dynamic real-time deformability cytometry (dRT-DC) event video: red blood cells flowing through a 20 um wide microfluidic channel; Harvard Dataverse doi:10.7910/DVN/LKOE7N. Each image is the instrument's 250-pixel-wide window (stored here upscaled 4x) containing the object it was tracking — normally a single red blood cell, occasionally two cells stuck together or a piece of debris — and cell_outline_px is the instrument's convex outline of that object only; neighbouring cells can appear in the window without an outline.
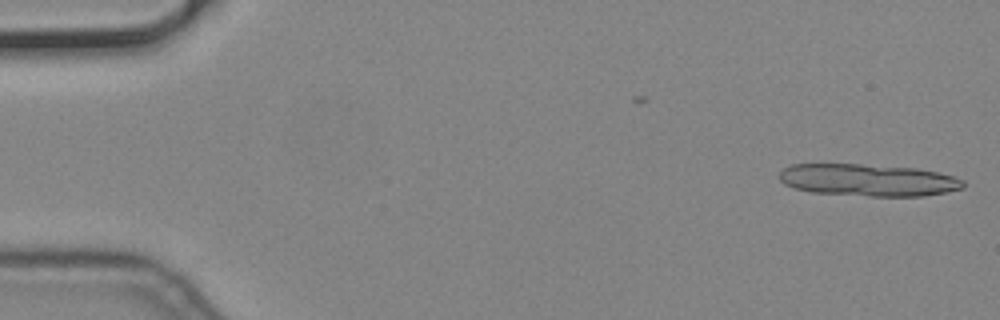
{"species": "common noctule bat (a hibernating species)", "species_latin": "Nyctalus noctula", "temperature_condition": "cold", "stored_images_in_passage": 3, "camera_frame_rate_fps": 3000, "um_per_image_px": 0.085, "animal": {"sex": "male", "body_mass_g": 19.2, "forearm_length_mm": 51.8}, "frame": {"image": 1, "passage_image": 3, "time_ms": 0.667, "image_size_px": [1000, 320], "cell_outline_px": [[964, 188], [948, 192], [924, 196], [868, 196], [812, 192], [792, 188], [784, 184], [780, 180], [780, 172], [784, 168], [792, 164], [860, 164], [916, 168], [936, 172], [952, 176], [964, 180]], "centroid_in_image_um": [73.79, 15.31], "position_along_channel_um": 11.2, "area_um2": 34.51}}